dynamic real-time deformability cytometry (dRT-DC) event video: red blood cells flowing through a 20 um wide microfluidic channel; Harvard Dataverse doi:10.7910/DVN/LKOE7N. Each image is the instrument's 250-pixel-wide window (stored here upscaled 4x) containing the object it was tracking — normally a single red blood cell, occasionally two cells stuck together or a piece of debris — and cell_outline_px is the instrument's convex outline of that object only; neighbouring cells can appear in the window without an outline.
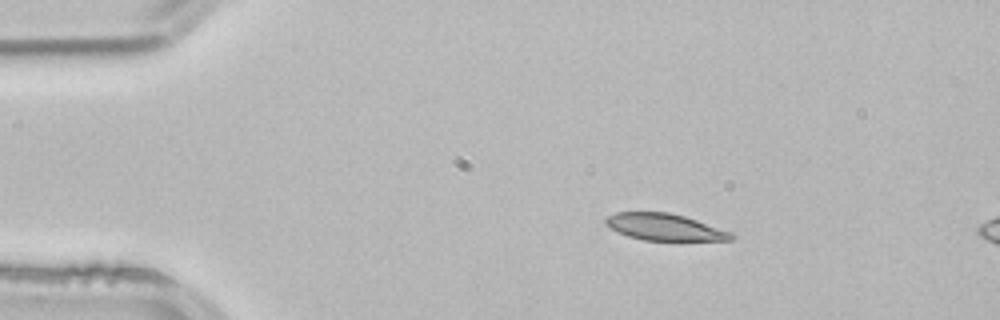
{"species": "common noctule bat (a hibernating species)", "species_latin": "Nyctalus noctula", "temperature_condition": "room temperature", "stored_images_in_passage": 2, "camera_frame_rate_fps": 3000, "um_per_image_px": 0.085, "animal": {"sex": "male", "body_mass_g": 21.5, "forearm_length_mm": 52.0}, "frame": {"image": 1, "passage_image": 1, "time_ms": 0.0, "image_size_px": [1000, 320], "cell_outline_px": [[736, 236], [732, 240], [644, 240], [628, 236], [604, 224], [604, 220], [608, 216], [616, 212], [668, 212], [684, 216], [732, 232]], "centroid_in_image_um": [56.5, 19.3], "position_along_channel_um": 28.5, "area_um2": 19.36}}